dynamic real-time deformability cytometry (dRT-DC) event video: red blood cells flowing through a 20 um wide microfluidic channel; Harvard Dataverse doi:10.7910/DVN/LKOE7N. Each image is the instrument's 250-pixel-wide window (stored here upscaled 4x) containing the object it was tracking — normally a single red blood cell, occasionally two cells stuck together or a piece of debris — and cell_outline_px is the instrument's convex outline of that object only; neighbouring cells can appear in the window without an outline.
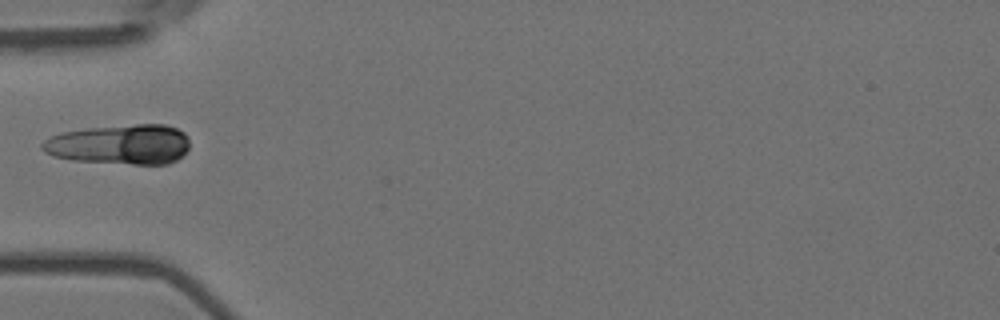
{"species": "Egyptian fruit bat (a non-hibernating species)", "species_latin": "Rousettus aegyptiacus", "temperature_condition": "room temperature", "stored_images_in_passage": 5, "camera_frame_rate_fps": 3000, "um_per_image_px": 0.085, "animal": {"sex": "female"}, "frame": {"image": 1, "passage_image": 4, "time_ms": 1.0, "image_size_px": [1000, 320], "cell_outline_px": [[188, 148], [176, 160], [168, 164], [132, 164], [72, 160], [52, 156], [44, 152], [40, 148], [40, 144], [44, 140], [60, 132], [88, 128], [136, 124], [164, 124], [176, 128], [184, 132], [188, 136]], "centroid_in_image_um": [10.17, 12.27], "position_along_channel_um": 74.8, "area_um2": 34.45}}
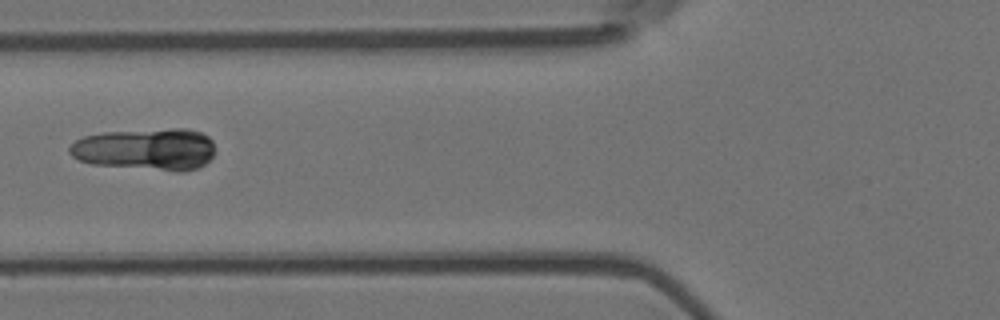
{"frame": {"image": 2, "passage_image": 5, "time_ms": 1.333, "image_size_px": [1000, 320], "cell_outline_px": [[216, 152], [200, 168], [184, 172], [180, 172], [92, 164], [80, 160], [72, 156], [68, 152], [68, 148], [76, 140], [84, 136], [104, 132], [172, 128], [188, 128], [200, 132], [208, 136], [212, 140]], "centroid_in_image_um": [12.44, 12.68], "position_along_channel_um": 113.4, "area_um2": 36.01}}